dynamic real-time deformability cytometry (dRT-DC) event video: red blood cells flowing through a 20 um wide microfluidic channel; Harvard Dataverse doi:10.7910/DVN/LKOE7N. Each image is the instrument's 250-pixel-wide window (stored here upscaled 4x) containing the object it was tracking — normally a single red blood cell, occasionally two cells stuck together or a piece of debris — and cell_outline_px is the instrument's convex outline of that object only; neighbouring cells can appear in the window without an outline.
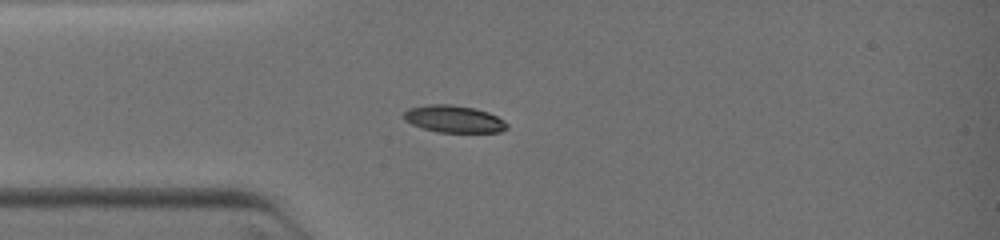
{"species": "common noctule bat (a hibernating species)", "species_latin": "Nyctalus noctula", "temperature_condition": "warm", "stored_images_in_passage": 6, "camera_frame_rate_fps": 3000, "um_per_image_px": 0.085, "animal": {"sex": "female", "body_mass_g": 19.0, "forearm_length_mm": 51.5}, "frame": {"image": 1, "passage_image": 1, "time_ms": 0.0, "image_size_px": [1000, 240], "cell_outline_px": [[508, 128], [500, 132], [436, 132], [412, 124], [404, 120], [400, 116], [408, 108], [428, 104], [452, 104], [476, 108], [488, 112], [504, 120], [508, 124]], "centroid_in_image_um": [38.56, 10.1], "position_along_channel_um": 46.4, "area_um2": 16.53}}
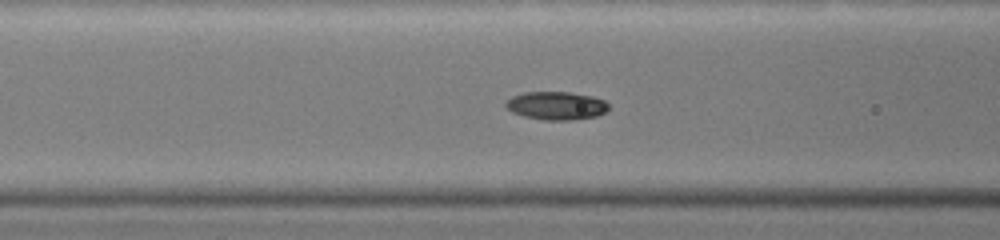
{"frame": {"image": 2, "passage_image": 5, "time_ms": 1.667, "image_size_px": [1000, 240], "cell_outline_px": [[608, 108], [604, 112], [596, 116], [572, 120], [544, 120], [524, 116], [512, 112], [504, 104], [512, 96], [524, 92], [568, 92], [592, 96], [604, 100], [608, 104]], "centroid_in_image_um": [47.28, 8.98], "position_along_channel_um": 119.3, "area_um2": 16.76}}